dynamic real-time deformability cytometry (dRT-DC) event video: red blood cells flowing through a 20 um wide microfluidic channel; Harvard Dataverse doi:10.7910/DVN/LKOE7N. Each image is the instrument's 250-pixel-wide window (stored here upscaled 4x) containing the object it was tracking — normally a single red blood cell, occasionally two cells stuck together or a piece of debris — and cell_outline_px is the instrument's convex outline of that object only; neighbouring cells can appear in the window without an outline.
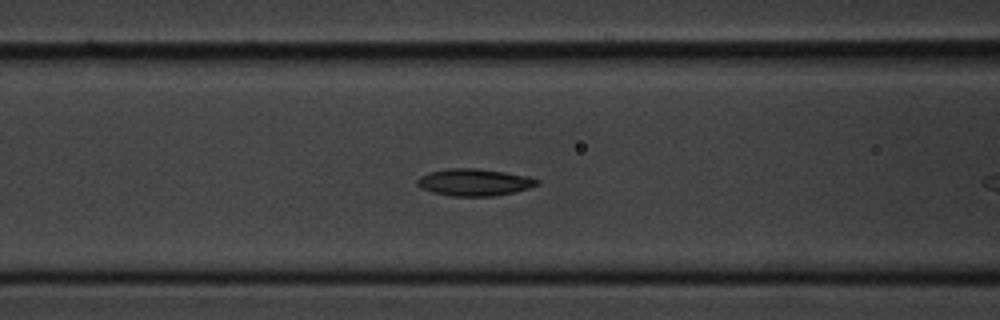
{"species": "common noctule bat (a hibernating species)", "species_latin": "Nyctalus noctula", "temperature_condition": "cold", "stored_images_in_passage": 8, "segment_of_instrument_passage": [2, 2], "camera_frame_rate_fps": 3000, "um_per_image_px": 0.085, "animal": {"sex": "male", "body_mass_g": 20.1, "forearm_length_mm": 53.5}, "frame": {"image": 1, "passage_image": 8, "time_ms": 9.0, "image_size_px": [1000, 320], "cell_outline_px": [[540, 184], [528, 188], [512, 192], [492, 196], [452, 196], [432, 192], [420, 188], [416, 184], [416, 180], [420, 176], [428, 172], [448, 168], [476, 168], [504, 172], [528, 176], [540, 180]], "centroid_in_image_um": [40.28, 15.49], "position_along_channel_um": 126.3, "area_um2": 18.9}}